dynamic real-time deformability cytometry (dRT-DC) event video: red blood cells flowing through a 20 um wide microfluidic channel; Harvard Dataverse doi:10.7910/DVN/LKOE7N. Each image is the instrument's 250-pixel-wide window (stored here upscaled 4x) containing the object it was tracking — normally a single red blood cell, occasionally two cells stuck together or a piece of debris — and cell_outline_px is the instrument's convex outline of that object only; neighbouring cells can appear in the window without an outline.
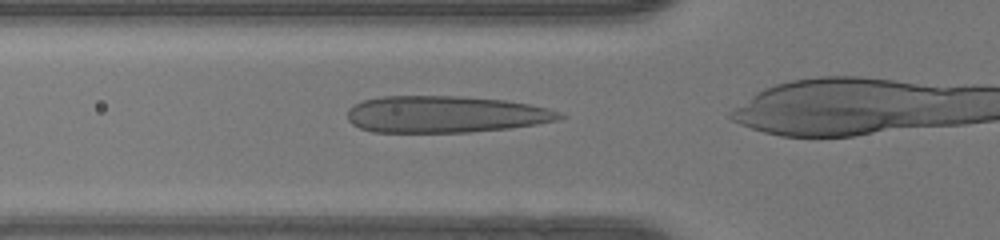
{"species": "human", "species_latin": "Homo sapiens", "temperature_condition": "warm", "stored_images_in_passage": 23, "camera_frame_rate_fps": 3000, "um_per_image_px": 0.085, "donor": {"sex": "female"}, "frame": {"image": 1, "passage_image": 2, "time_ms": 0.333, "image_size_px": [1000, 240], "cell_outline_px": [[568, 116], [556, 120], [536, 124], [508, 128], [468, 132], [372, 132], [360, 128], [352, 124], [348, 120], [348, 108], [364, 100], [380, 96], [456, 96], [504, 100], [528, 104], [548, 108], [560, 112]], "centroid_in_image_um": [37.84, 9.72], "position_along_channel_um": 88.0, "area_um2": 45.37}}
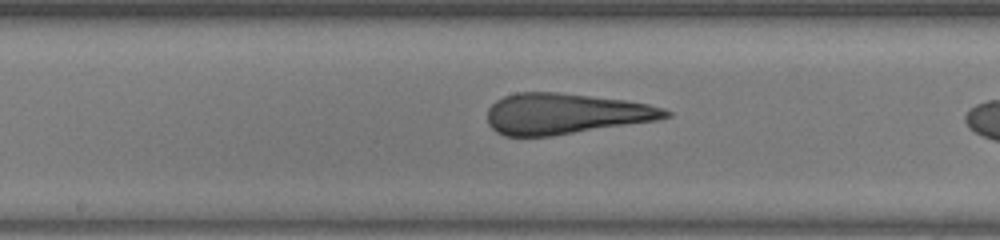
{"frame": {"image": 2, "passage_image": 10, "time_ms": 3.0, "image_size_px": [1000, 240], "cell_outline_px": [[672, 116], [656, 120], [552, 136], [504, 136], [496, 132], [488, 124], [488, 108], [496, 100], [504, 96], [516, 92], [556, 92], [624, 100], [648, 104], [664, 108], [672, 112]], "centroid_in_image_um": [48.04, 9.67], "position_along_channel_um": 200.2, "area_um2": 42.25}}
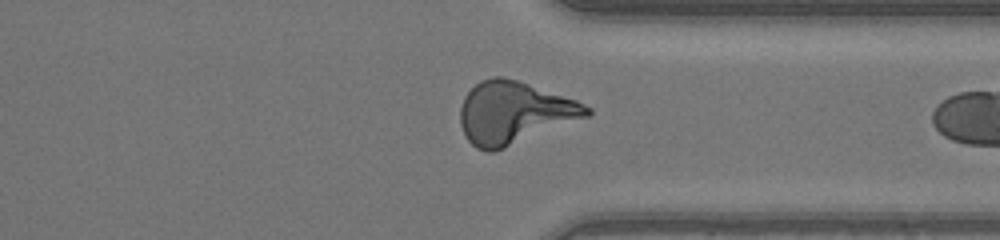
{"frame": {"image": 3, "passage_image": 22, "time_ms": 7.0, "image_size_px": [1000, 240], "cell_outline_px": [[592, 112], [588, 116], [504, 148], [492, 152], [488, 152], [476, 148], [464, 136], [460, 124], [460, 108], [464, 96], [480, 80], [492, 76], [500, 76], [516, 80], [576, 100], [592, 108]], "centroid_in_image_um": [43.66, 9.58], "position_along_channel_um": 367.7, "area_um2": 45.55}}